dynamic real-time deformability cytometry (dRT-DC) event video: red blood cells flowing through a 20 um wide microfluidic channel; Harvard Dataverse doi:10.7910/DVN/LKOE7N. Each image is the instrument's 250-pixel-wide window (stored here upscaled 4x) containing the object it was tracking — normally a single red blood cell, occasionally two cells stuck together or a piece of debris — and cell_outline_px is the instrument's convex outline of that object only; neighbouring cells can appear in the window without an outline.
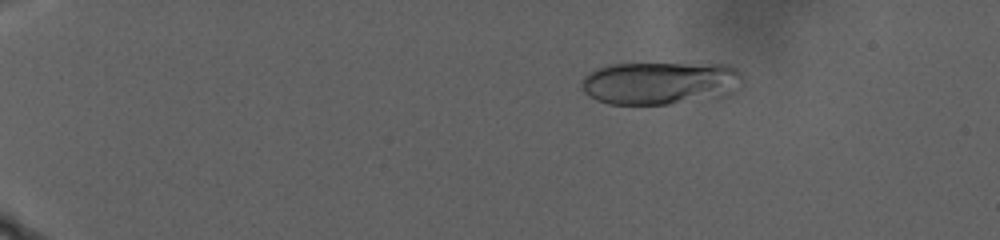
{"species": "human", "species_latin": "Homo sapiens", "temperature_condition": "warm", "stored_images_in_passage": 106, "camera_frame_rate_fps": 3000, "um_per_image_px": 0.085, "donor": {"sex": "male"}, "frame": {"image": 1, "passage_image": 22, "time_ms": 7.0, "image_size_px": [1000, 240], "cell_outline_px": [[740, 76], [720, 88], [668, 104], [608, 104], [596, 100], [588, 96], [580, 88], [580, 80], [588, 72], [596, 68], [608, 64], [728, 64], [736, 68], [740, 72]], "centroid_in_image_um": [55.64, 6.99], "position_along_channel_um": 29.4, "area_um2": 37.34}}
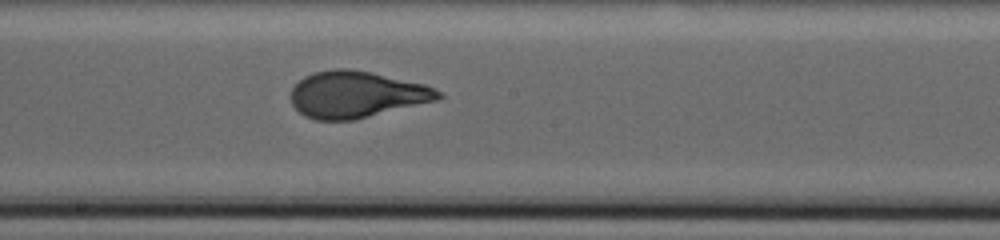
{"frame": {"image": 2, "passage_image": 67, "time_ms": 22.0, "image_size_px": [1000, 240], "cell_outline_px": [[444, 96], [436, 100], [356, 120], [316, 120], [304, 116], [292, 104], [292, 88], [304, 76], [316, 72], [336, 68], [348, 68], [372, 72], [424, 84], [440, 92]], "centroid_in_image_um": [30.29, 8.03], "position_along_channel_um": 217.9, "area_um2": 39.82}}
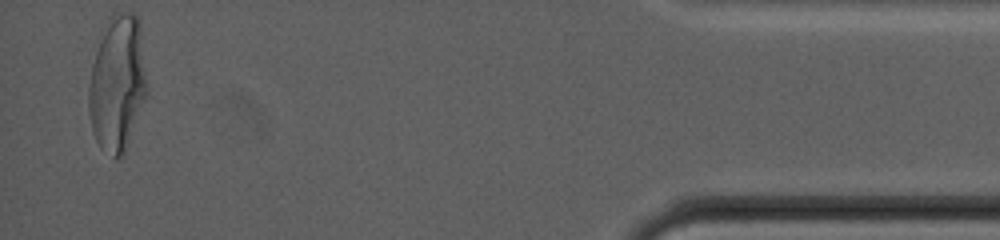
{"frame": {"image": 3, "passage_image": 106, "time_ms": 35.0, "image_size_px": [1000, 240], "cell_outline_px": [[148, 92], [124, 156], [112, 156], [100, 148], [92, 132], [88, 112], [88, 88], [92, 68], [96, 52], [100, 40], [112, 12], [132, 12], [140, 20]], "centroid_in_image_um": [10.0, 7.11], "position_along_channel_um": 425.2, "area_um2": 46.36}, "authors_computed_cell_mechanics": {"area_um2": 39.8242, "velocity_mm_per_s": 2.061, "shape_relaxation_time_tau1_ms": 9.9318, "shape_relaxation_time_tau2_ms": null, "deformation_change_tau1": 0.2693, "deformation_change_tau2": null}}